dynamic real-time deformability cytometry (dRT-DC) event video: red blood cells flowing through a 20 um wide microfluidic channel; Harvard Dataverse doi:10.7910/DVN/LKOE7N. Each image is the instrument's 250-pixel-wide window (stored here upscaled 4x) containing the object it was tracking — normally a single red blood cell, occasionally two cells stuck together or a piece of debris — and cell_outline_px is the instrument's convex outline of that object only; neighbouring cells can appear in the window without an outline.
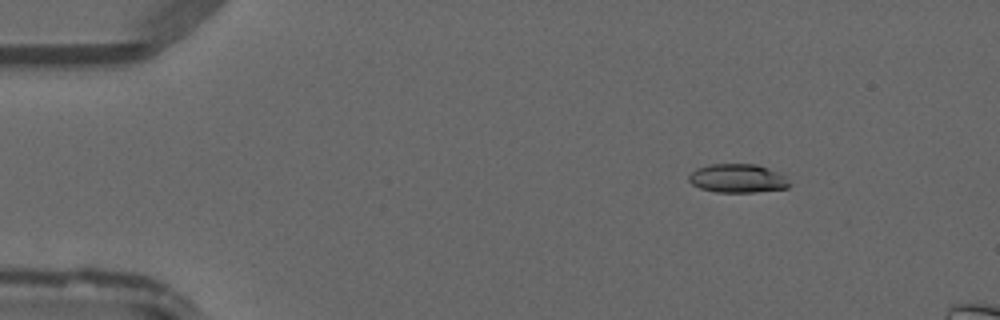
{"species": "common noctule bat (a hibernating species)", "species_latin": "Nyctalus noctula", "temperature_condition": "warm", "stored_images_in_passage": 14, "camera_frame_rate_fps": 3000, "um_per_image_px": 0.085, "animal": {"sex": "male", "forearm_length_mm": 52.5}, "frame": {"image": 1, "passage_image": 7, "time_ms": 2.0, "image_size_px": [1000, 320], "cell_outline_px": [[792, 184], [788, 188], [756, 192], [716, 192], [700, 188], [692, 184], [688, 180], [688, 176], [696, 168], [708, 164], [756, 164], [780, 172]], "centroid_in_image_um": [62.71, 15.16], "position_along_channel_um": 22.3, "area_um2": 16.99}}